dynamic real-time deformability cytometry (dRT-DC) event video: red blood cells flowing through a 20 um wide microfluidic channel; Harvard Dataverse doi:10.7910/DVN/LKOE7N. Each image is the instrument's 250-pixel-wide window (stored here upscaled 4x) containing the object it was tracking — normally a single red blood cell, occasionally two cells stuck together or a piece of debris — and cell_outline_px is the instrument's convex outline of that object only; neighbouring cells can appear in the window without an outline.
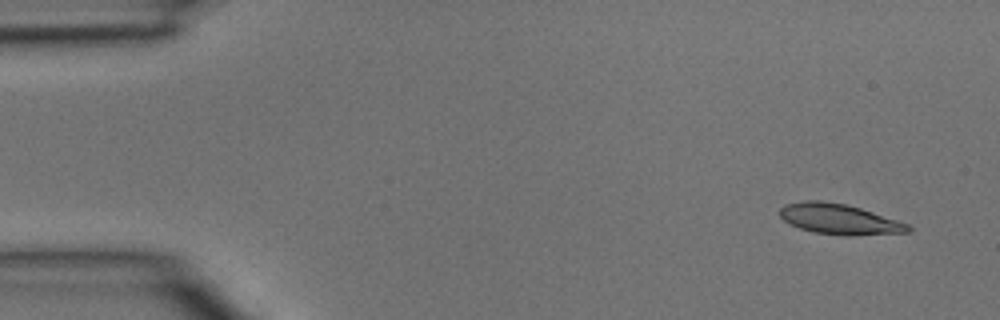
{"species": "common noctule bat (a hibernating species)", "species_latin": "Nyctalus noctula", "temperature_condition": "room temperature", "stored_images_in_passage": 4, "camera_frame_rate_fps": 3000, "um_per_image_px": 0.085, "animal": {"sex": "male", "body_mass_g": 15.6}, "frame": {"image": 1, "passage_image": 1, "time_ms": 0.0, "image_size_px": [1000, 320], "cell_outline_px": [[912, 232], [852, 236], [848, 236], [812, 232], [800, 228], [784, 220], [780, 216], [780, 208], [784, 204], [804, 200], [820, 200], [844, 204], [860, 208], [908, 224], [912, 228]], "centroid_in_image_um": [71.34, 18.63], "position_along_channel_um": 13.7, "area_um2": 22.72}}